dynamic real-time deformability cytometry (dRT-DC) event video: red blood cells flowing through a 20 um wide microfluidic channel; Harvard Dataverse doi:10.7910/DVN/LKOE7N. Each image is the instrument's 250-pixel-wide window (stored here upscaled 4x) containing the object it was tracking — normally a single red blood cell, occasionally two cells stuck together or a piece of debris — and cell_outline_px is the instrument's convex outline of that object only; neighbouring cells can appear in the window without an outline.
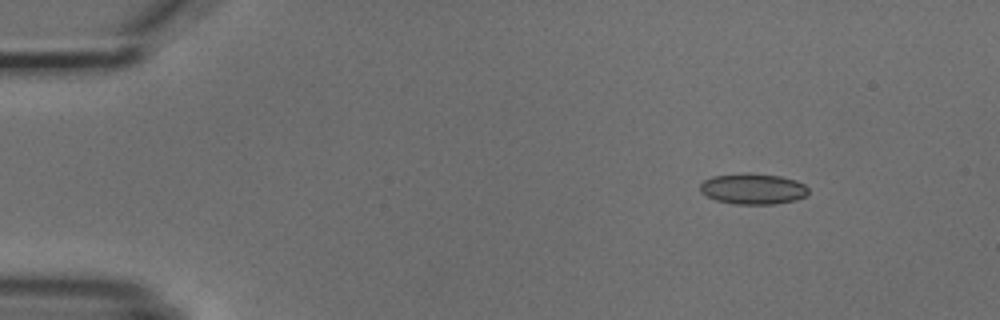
{"species": "common noctule bat (a hibernating species)", "species_latin": "Nyctalus noctula", "temperature_condition": "cold", "stored_images_in_passage": 4, "camera_frame_rate_fps": 3000, "um_per_image_px": 0.085, "animal": {"sex": "male", "body_mass_g": 18.8}, "frame": {"image": 1, "passage_image": 2, "time_ms": 1.0, "image_size_px": [1000, 320], "cell_outline_px": [[808, 192], [804, 196], [796, 200], [776, 204], [732, 204], [716, 200], [700, 192], [700, 184], [704, 180], [712, 176], [748, 172], [780, 176], [796, 180], [804, 184], [808, 188]], "centroid_in_image_um": [63.99, 16.04], "position_along_channel_um": 21.0, "area_um2": 19.59}}